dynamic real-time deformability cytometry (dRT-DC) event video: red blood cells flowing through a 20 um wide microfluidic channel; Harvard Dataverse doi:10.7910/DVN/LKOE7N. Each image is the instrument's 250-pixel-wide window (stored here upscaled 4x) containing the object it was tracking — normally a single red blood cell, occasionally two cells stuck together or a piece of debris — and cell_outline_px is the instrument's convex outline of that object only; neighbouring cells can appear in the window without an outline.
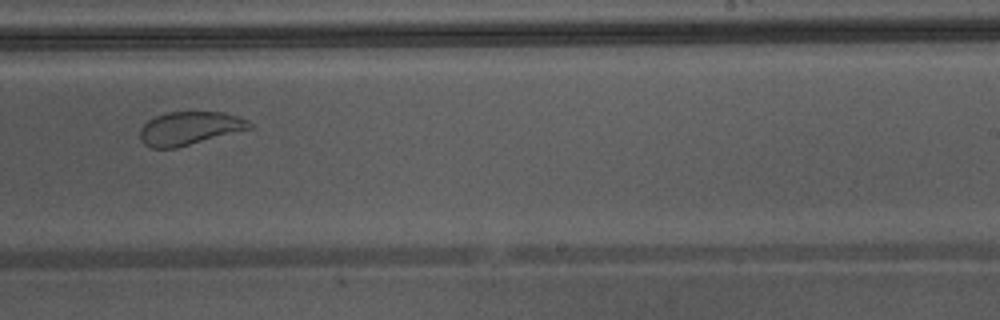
{"species": "Egyptian fruit bat (a non-hibernating species)", "species_latin": "Rousettus aegyptiacus", "temperature_condition": "warm", "stored_images_in_passage": 32, "camera_frame_rate_fps": 3000, "um_per_image_px": 0.085, "animal": {"sex": "male"}, "frame": {"image": 1, "passage_image": 19, "time_ms": 6.0, "image_size_px": [1000, 320], "cell_outline_px": [[252, 128], [176, 148], [152, 148], [144, 144], [140, 140], [140, 128], [148, 120], [156, 116], [168, 112], [224, 112], [248, 120], [252, 124]], "centroid_in_image_um": [16.09, 10.9], "position_along_channel_um": 272.9, "area_um2": 21.15}}